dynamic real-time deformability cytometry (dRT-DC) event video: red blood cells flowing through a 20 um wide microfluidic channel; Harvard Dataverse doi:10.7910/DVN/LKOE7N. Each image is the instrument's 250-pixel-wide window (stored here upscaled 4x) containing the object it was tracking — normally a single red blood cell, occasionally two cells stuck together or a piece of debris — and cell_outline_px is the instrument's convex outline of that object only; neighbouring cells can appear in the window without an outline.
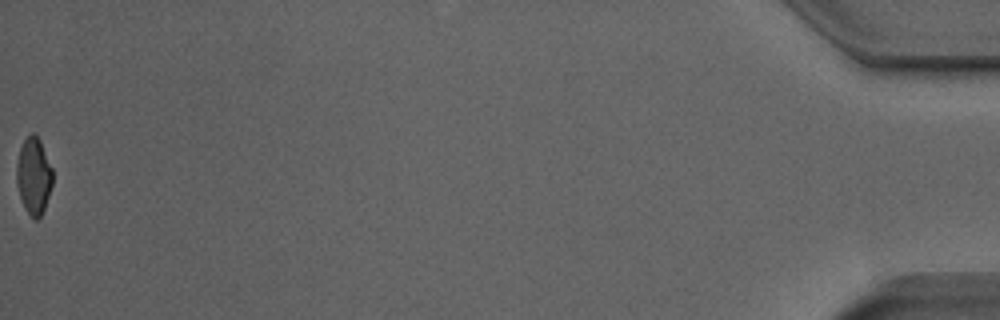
{"species": "Egyptian fruit bat (a non-hibernating species)", "species_latin": "Rousettus aegyptiacus", "temperature_condition": "room temperature", "stored_images_in_passage": 44, "camera_frame_rate_fps": 3000, "um_per_image_px": 0.085, "animal": {"sex": "male"}, "frame": {"image": 1, "passage_image": 44, "time_ms": 14.333, "image_size_px": [1000, 320], "cell_outline_px": [[52, 184], [44, 208], [40, 216], [36, 220], [24, 208], [20, 196], [16, 180], [16, 168], [20, 148], [24, 140], [32, 132], [40, 140], [52, 168]], "centroid_in_image_um": [2.86, 14.94], "position_along_channel_um": 432.3, "area_um2": 15.78}}